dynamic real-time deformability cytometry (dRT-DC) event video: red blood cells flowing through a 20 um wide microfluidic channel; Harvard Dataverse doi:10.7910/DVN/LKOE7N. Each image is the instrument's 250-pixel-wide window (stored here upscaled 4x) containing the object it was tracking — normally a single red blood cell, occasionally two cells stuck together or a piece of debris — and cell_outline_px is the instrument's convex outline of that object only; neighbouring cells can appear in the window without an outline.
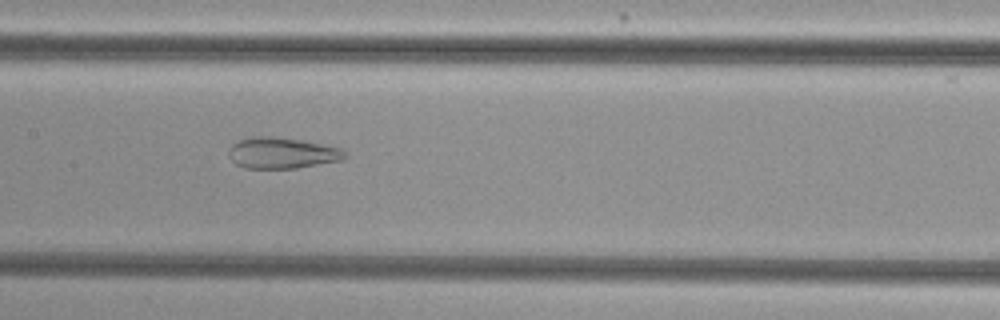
{"species": "common noctule bat (a hibernating species)", "species_latin": "Nyctalus noctula", "temperature_condition": "cold", "stored_images_in_passage": 39, "camera_frame_rate_fps": 3000, "um_per_image_px": 0.085, "animal": {"sex": "female", "body_mass_g": 29.2, "forearm_length_mm": 56.3}, "frame": {"image": 1, "passage_image": 12, "time_ms": 3.667, "image_size_px": [1000, 320], "cell_outline_px": [[348, 156], [344, 160], [296, 168], [244, 168], [236, 164], [232, 160], [228, 152], [228, 148], [232, 144], [240, 140], [252, 136], [272, 136], [300, 140], [340, 148]], "centroid_in_image_um": [23.96, 13.01], "position_along_channel_um": 183.4, "area_um2": 20.98}}
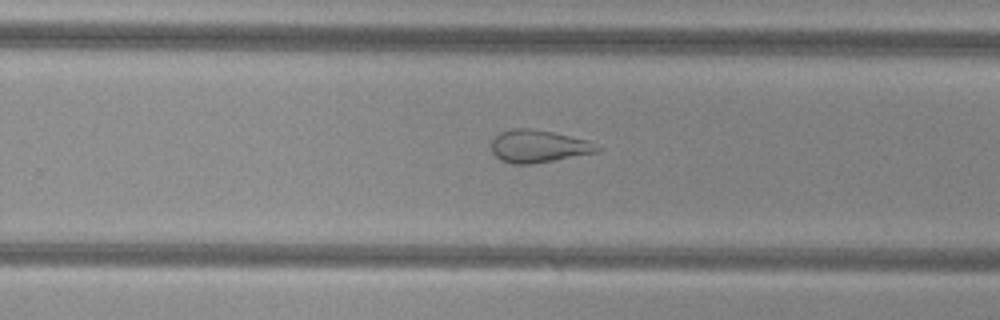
{"frame": {"image": 2, "passage_image": 20, "time_ms": 6.333, "image_size_px": [1000, 320], "cell_outline_px": [[604, 148], [600, 152], [532, 164], [512, 164], [500, 160], [492, 152], [488, 144], [500, 132], [512, 128], [528, 128], [552, 132], [588, 140]], "centroid_in_image_um": [45.77, 12.44], "position_along_channel_um": 284.0, "area_um2": 20.4}}
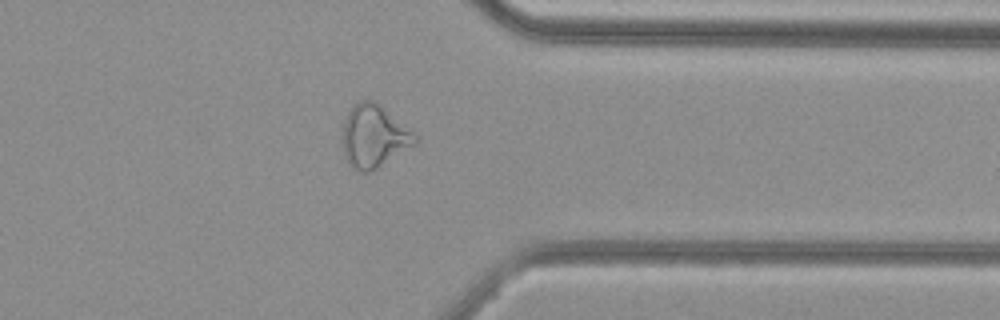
{"frame": {"image": 3, "passage_image": 28, "time_ms": 9.0, "image_size_px": [1000, 320], "cell_outline_px": [[416, 144], [376, 168], [368, 172], [364, 172], [356, 168], [348, 160], [344, 152], [344, 120], [348, 112], [360, 100], [372, 100], [384, 108], [412, 132], [416, 136]], "centroid_in_image_um": [31.79, 11.57], "position_along_channel_um": 379.6, "area_um2": 25.32}, "authors_computed_cell_mechanics": {"area_um2": 25.3164, "velocity_mm_per_s": 3.7807, "shape_relaxation_time_tau1_ms": null, "shape_relaxation_time_tau2_ms": 1.963, "deformation_change_tau1": null, "deformation_change_tau2": 0.1095}}